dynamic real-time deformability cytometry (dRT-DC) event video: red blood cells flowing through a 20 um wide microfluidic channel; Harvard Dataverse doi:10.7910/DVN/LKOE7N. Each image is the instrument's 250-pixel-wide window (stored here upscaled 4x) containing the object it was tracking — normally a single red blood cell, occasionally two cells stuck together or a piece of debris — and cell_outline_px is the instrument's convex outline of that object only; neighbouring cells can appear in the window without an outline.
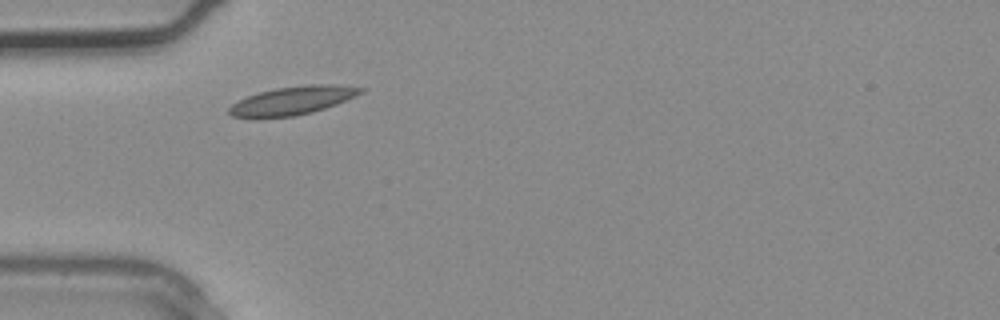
{"species": "common noctule bat (a hibernating species)", "species_latin": "Nyctalus noctula", "temperature_condition": "warm", "stored_images_in_passage": 2, "camera_frame_rate_fps": 3000, "um_per_image_px": 0.085, "animal": {"sex": "male", "body_mass_g": 20.4}, "frame": {"image": 1, "passage_image": 1, "time_ms": 0.0, "image_size_px": [1000, 320], "cell_outline_px": [[368, 88], [364, 92], [356, 96], [336, 104], [312, 112], [296, 116], [252, 120], [232, 116], [228, 112], [228, 108], [232, 104], [248, 96], [260, 92], [276, 88], [312, 84], [328, 84]], "centroid_in_image_um": [24.83, 8.58], "position_along_channel_um": 60.2, "area_um2": 22.14}}
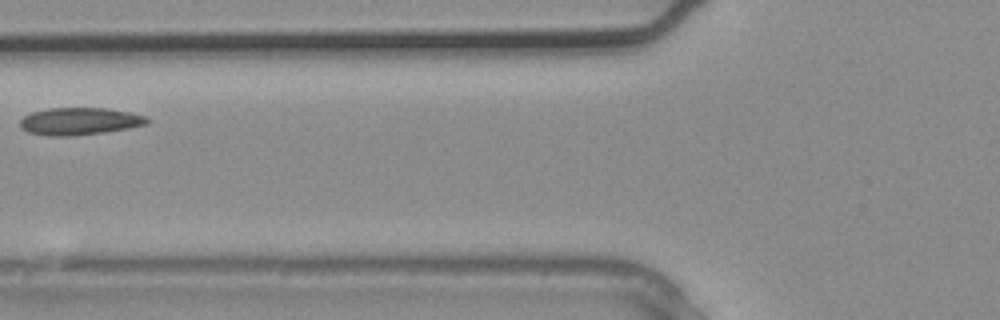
{"frame": {"image": 2, "passage_image": 2, "time_ms": 0.333, "image_size_px": [1000, 320], "cell_outline_px": [[152, 120], [148, 124], [128, 128], [104, 132], [72, 136], [52, 136], [28, 132], [20, 128], [20, 120], [24, 116], [32, 112], [48, 108], [108, 108], [128, 112], [144, 116]], "centroid_in_image_um": [6.76, 10.31], "position_along_channel_um": 119.0, "area_um2": 20.23}}